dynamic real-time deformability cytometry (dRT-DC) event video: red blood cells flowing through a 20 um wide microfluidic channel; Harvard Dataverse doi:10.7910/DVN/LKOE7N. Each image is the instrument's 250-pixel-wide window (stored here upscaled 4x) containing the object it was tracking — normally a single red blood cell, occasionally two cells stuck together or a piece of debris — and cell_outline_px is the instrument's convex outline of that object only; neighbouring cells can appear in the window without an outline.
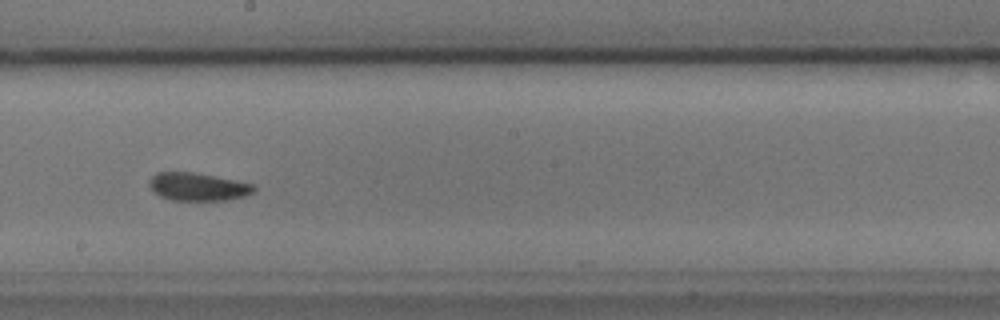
{"species": "common noctule bat (a hibernating species)", "species_latin": "Nyctalus noctula", "temperature_condition": "cold", "stored_images_in_passage": 45, "camera_frame_rate_fps": 3000, "um_per_image_px": 0.085, "animal": {"sex": "male", "body_mass_g": 17.9, "forearm_length_mm": 54.2}, "frame": {"image": 1, "passage_image": 20, "time_ms": 6.333, "image_size_px": [1000, 320], "cell_outline_px": [[256, 192], [244, 196], [224, 200], [172, 200], [160, 196], [148, 184], [148, 180], [156, 172], [192, 172], [236, 180], [256, 184]], "centroid_in_image_um": [16.85, 15.87], "position_along_channel_um": 231.3, "area_um2": 17.05}, "authors_computed_cell_mechanics": {"area_um2": 17.051, "velocity_mm_per_s": 3.6311, "shape_relaxation_time_tau1_ms": 4.2701, "shape_relaxation_time_tau2_ms": 1.8181, "deformation_change_tau1": 0.1063, "deformation_change_tau2": 0.0421}}